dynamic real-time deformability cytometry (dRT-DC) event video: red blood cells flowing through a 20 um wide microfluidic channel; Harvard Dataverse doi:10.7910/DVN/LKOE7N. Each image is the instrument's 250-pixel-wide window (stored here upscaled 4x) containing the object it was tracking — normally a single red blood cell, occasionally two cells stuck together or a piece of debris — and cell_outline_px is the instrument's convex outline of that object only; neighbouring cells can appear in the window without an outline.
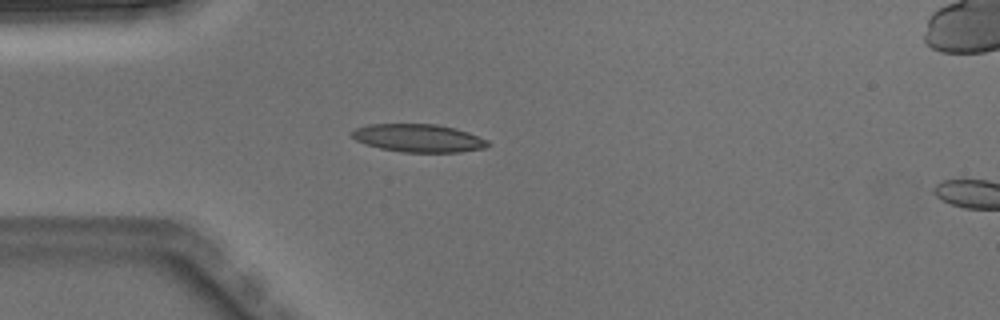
{"species": "Egyptian fruit bat (a non-hibernating species)", "species_latin": "Rousettus aegyptiacus", "temperature_condition": "warm", "stored_images_in_passage": 2, "camera_frame_rate_fps": 3000, "um_per_image_px": 0.085, "animal": {"sex": "male"}, "frame": {"image": 1, "passage_image": 1, "time_ms": 0.0, "image_size_px": [1000, 320], "cell_outline_px": [[488, 144], [484, 148], [460, 152], [404, 152], [380, 148], [364, 144], [356, 140], [352, 136], [352, 132], [356, 128], [368, 124], [436, 124], [456, 128], [468, 132], [488, 140]], "centroid_in_image_um": [35.56, 11.73], "position_along_channel_um": 49.4, "area_um2": 22.08}}